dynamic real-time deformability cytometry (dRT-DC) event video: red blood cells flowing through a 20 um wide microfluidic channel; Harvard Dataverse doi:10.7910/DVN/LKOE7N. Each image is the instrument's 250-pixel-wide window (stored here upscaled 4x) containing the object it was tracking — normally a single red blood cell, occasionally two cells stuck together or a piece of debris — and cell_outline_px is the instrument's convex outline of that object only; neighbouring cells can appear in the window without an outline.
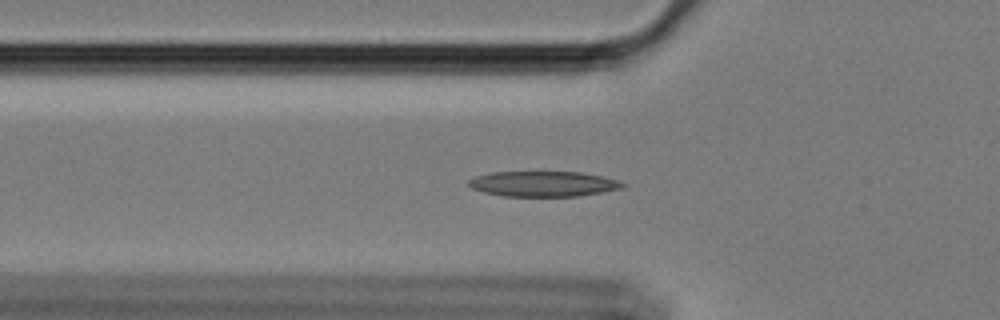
{"species": "Egyptian fruit bat (a non-hibernating species)", "species_latin": "Rousettus aegyptiacus", "temperature_condition": "cold", "stored_images_in_passage": 46, "camera_frame_rate_fps": 3000, "um_per_image_px": 0.085, "animal": {"sex": "female"}, "frame": {"image": 1, "passage_image": 20, "time_ms": 6.333, "image_size_px": [1000, 320], "cell_outline_px": [[628, 184], [624, 188], [580, 196], [504, 196], [484, 192], [472, 188], [468, 184], [468, 180], [476, 176], [492, 172], [580, 172], [600, 176], [616, 180]], "centroid_in_image_um": [46.2, 15.63], "position_along_channel_um": 79.6, "area_um2": 22.66}}
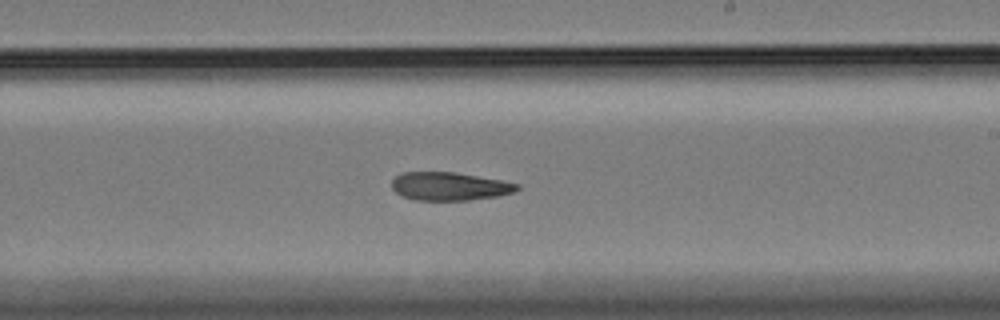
{"frame": {"image": 2, "passage_image": 35, "time_ms": 11.333, "image_size_px": [1000, 320], "cell_outline_px": [[520, 188], [512, 192], [496, 196], [468, 200], [416, 200], [404, 196], [396, 192], [392, 188], [392, 180], [400, 172], [456, 172], [500, 180], [520, 184]], "centroid_in_image_um": [38.19, 15.82], "position_along_channel_um": 250.8, "area_um2": 20.46}}
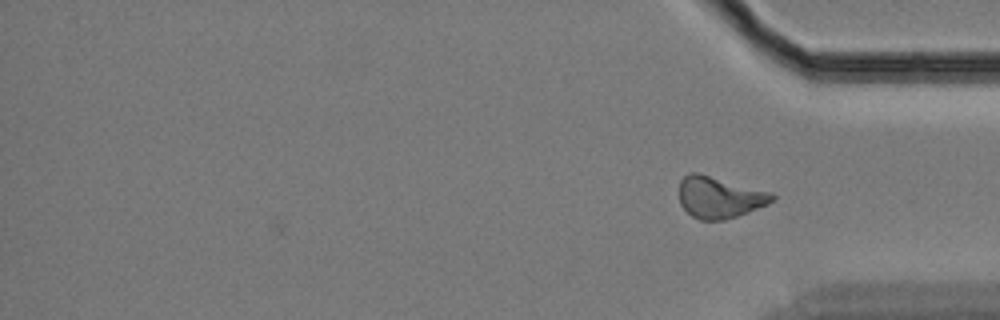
{"frame": {"image": 3, "passage_image": 46, "time_ms": 15.0, "image_size_px": [1000, 320], "cell_outline_px": [[776, 200], [768, 204], [748, 212], [724, 220], [700, 220], [692, 216], [680, 204], [680, 180], [688, 172], [696, 172], [772, 192], [776, 196]], "centroid_in_image_um": [61.17, 16.77], "position_along_channel_um": 374.0, "area_um2": 22.48}}